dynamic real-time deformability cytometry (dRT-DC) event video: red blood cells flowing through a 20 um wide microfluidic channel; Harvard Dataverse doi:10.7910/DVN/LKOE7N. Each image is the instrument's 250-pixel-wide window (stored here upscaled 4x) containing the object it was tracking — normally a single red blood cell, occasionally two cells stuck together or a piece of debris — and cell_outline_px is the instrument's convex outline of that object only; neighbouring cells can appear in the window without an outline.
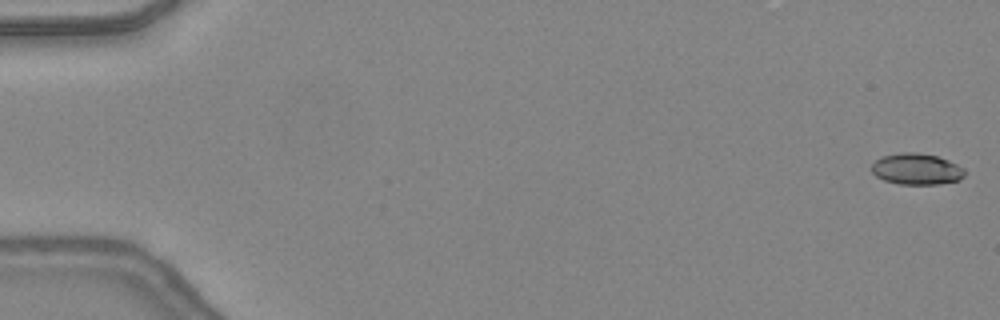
{"species": "common noctule bat (a hibernating species)", "species_latin": "Nyctalus noctula", "temperature_condition": "warm", "stored_images_in_passage": 49, "camera_frame_rate_fps": 3000, "um_per_image_px": 0.085, "animal": {"sex": "female", "body_mass_g": 24.6, "forearm_length_mm": 56.2}, "frame": {"image": 1, "passage_image": 1, "time_ms": 0.0, "image_size_px": [1000, 320], "cell_outline_px": [[964, 176], [960, 180], [940, 184], [900, 184], [884, 180], [876, 176], [872, 172], [872, 164], [880, 156], [900, 152], [916, 152], [936, 156], [948, 160], [964, 168]], "centroid_in_image_um": [77.9, 14.36], "position_along_channel_um": 7.1, "area_um2": 16.99}}
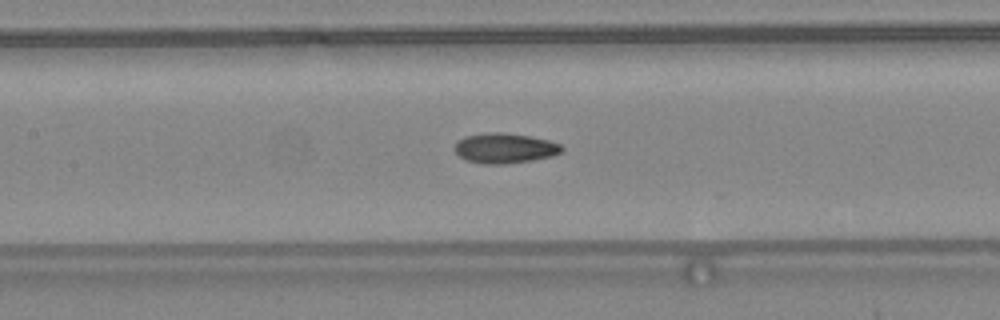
{"frame": {"image": 2, "passage_image": 23, "time_ms": 7.333, "image_size_px": [1000, 320], "cell_outline_px": [[564, 148], [560, 152], [552, 156], [532, 160], [504, 164], [484, 164], [464, 160], [452, 148], [464, 136], [488, 132], [500, 132], [528, 136], [548, 140], [560, 144]], "centroid_in_image_um": [42.87, 12.6], "position_along_channel_um": 164.5, "area_um2": 18.73}}
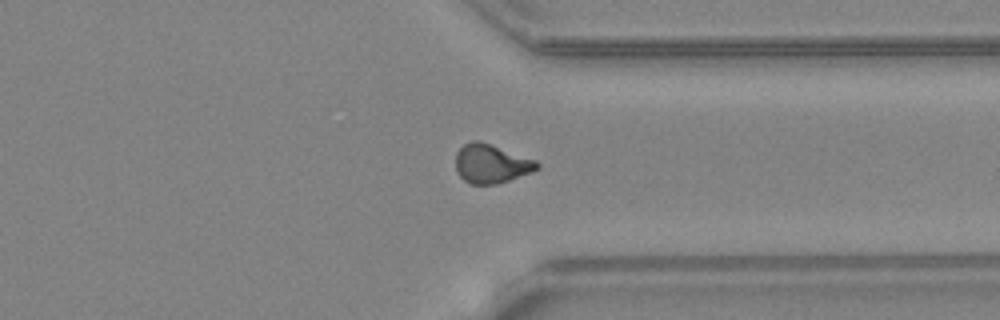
{"frame": {"image": 3, "passage_image": 37, "time_ms": 12.0, "image_size_px": [1000, 320], "cell_outline_px": [[540, 168], [532, 172], [496, 184], [472, 184], [464, 180], [456, 172], [456, 152], [464, 144], [472, 140], [480, 140], [492, 144], [536, 160], [540, 164]], "centroid_in_image_um": [41.75, 13.9], "position_along_channel_um": 369.6, "area_um2": 18.55}, "authors_computed_cell_mechanics": {"area_um2": 17.8602, "velocity_mm_per_s": 4.4172, "shape_relaxation_time_tau1_ms": null, "shape_relaxation_time_tau2_ms": 2.1678, "deformation_change_tau1": null, "deformation_change_tau2": 0.0845}}